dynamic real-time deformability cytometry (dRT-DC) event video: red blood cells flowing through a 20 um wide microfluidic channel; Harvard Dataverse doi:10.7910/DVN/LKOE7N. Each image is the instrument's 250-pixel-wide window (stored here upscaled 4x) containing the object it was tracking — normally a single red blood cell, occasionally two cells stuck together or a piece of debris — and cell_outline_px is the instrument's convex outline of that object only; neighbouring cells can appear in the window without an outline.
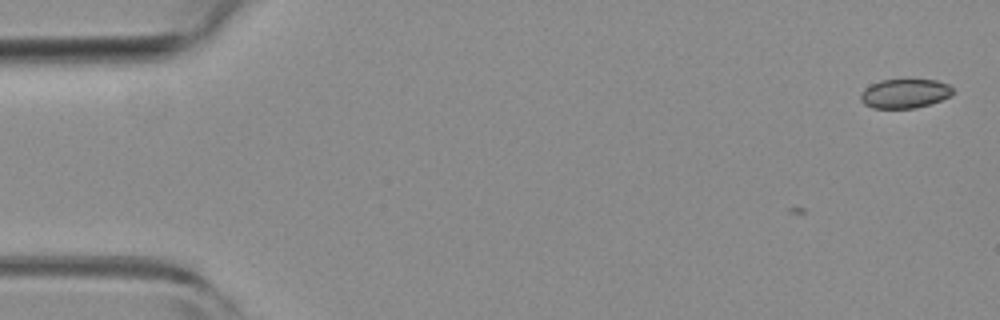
{"species": "common noctule bat (a hibernating species)", "species_latin": "Nyctalus noctula", "temperature_condition": "room temperature", "stored_images_in_passage": 2, "camera_frame_rate_fps": 3000, "um_per_image_px": 0.085, "animal": {"sex": "female", "body_mass_g": 19.3, "forearm_length_mm": 54.1}, "frame": {"image": 1, "passage_image": 2, "time_ms": 0.333, "image_size_px": [1000, 320], "cell_outline_px": [[956, 92], [940, 100], [916, 108], [872, 108], [864, 104], [860, 100], [860, 92], [864, 88], [880, 80], [904, 76], [936, 80], [948, 84]], "centroid_in_image_um": [76.88, 7.89], "position_along_channel_um": 8.1, "area_um2": 16.47}}